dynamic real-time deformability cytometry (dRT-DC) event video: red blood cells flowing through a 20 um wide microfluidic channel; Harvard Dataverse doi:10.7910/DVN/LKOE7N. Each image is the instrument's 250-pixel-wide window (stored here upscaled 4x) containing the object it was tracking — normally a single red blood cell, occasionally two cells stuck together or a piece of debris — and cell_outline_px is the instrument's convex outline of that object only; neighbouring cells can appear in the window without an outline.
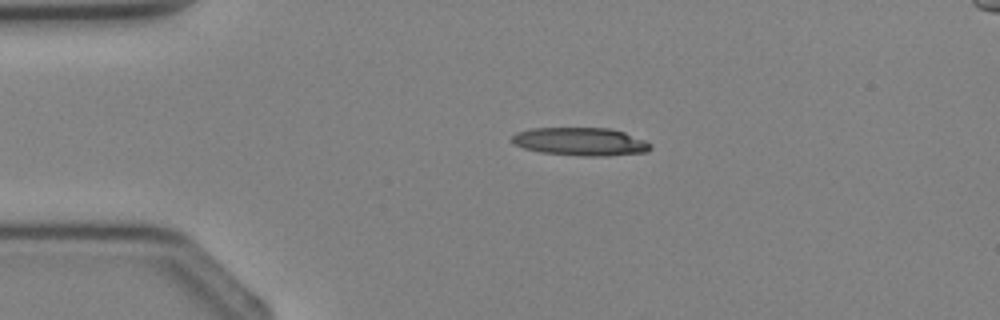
{"species": "Egyptian fruit bat (a non-hibernating species)", "species_latin": "Rousettus aegyptiacus", "temperature_condition": "cold", "stored_images_in_passage": 4, "camera_frame_rate_fps": 3000, "um_per_image_px": 0.085, "animal": {"sex": "female"}, "frame": {"image": 1, "passage_image": 4, "time_ms": 3.667, "image_size_px": [1000, 320], "cell_outline_px": [[652, 148], [648, 152], [608, 156], [584, 156], [540, 152], [524, 148], [516, 144], [512, 140], [512, 136], [516, 132], [532, 128], [608, 128], [624, 132], [644, 140], [652, 144]], "centroid_in_image_um": [49.38, 12.04], "position_along_channel_um": 35.6, "area_um2": 22.66}}